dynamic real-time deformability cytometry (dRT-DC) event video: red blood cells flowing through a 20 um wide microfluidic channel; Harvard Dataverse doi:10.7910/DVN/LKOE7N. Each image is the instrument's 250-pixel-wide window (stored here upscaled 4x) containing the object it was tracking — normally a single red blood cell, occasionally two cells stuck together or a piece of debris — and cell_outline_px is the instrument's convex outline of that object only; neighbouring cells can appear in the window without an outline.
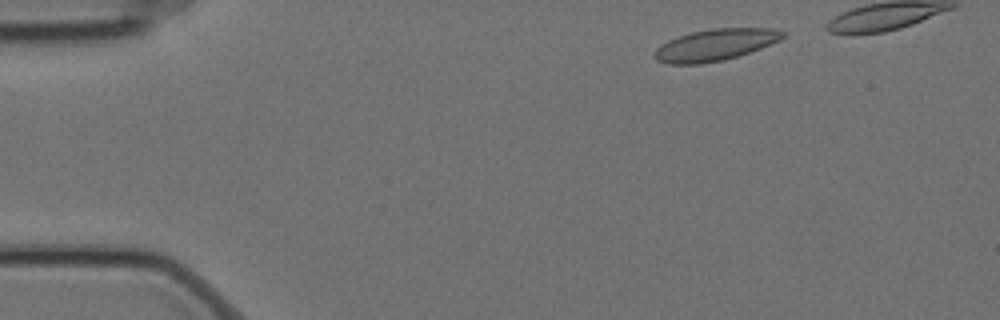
{"species": "Egyptian fruit bat (a non-hibernating species)", "species_latin": "Rousettus aegyptiacus", "temperature_condition": "cold", "stored_images_in_passage": 46, "camera_frame_rate_fps": 3000, "um_per_image_px": 0.085, "animal": {"sex": "female"}, "frame": {"image": 1, "passage_image": 4, "time_ms": 1.0, "image_size_px": [1000, 320], "cell_outline_px": [[788, 32], [780, 40], [760, 48], [724, 60], [700, 64], [668, 64], [656, 60], [652, 56], [656, 48], [668, 40], [692, 32], [712, 28], [772, 28]], "centroid_in_image_um": [60.78, 3.81], "position_along_channel_um": 24.2, "area_um2": 23.58}}
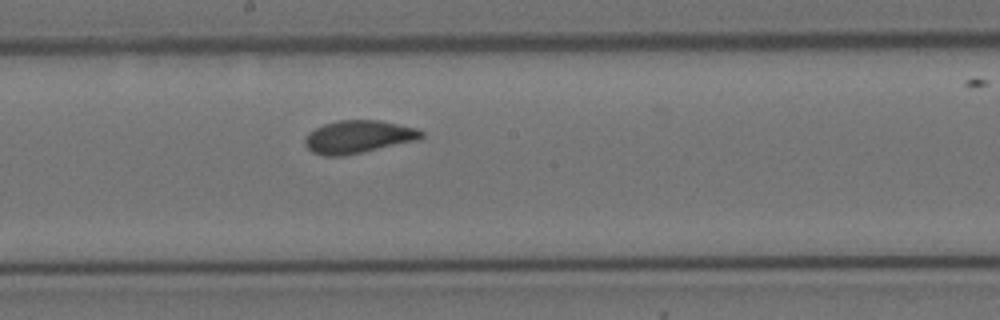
{"frame": {"image": 2, "passage_image": 27, "time_ms": 8.667, "image_size_px": [1000, 320], "cell_outline_px": [[424, 136], [420, 140], [344, 156], [324, 156], [312, 152], [304, 144], [304, 136], [308, 132], [324, 124], [336, 120], [380, 120], [416, 128], [424, 132]], "centroid_in_image_um": [30.45, 11.63], "position_along_channel_um": 217.7, "area_um2": 22.54}}
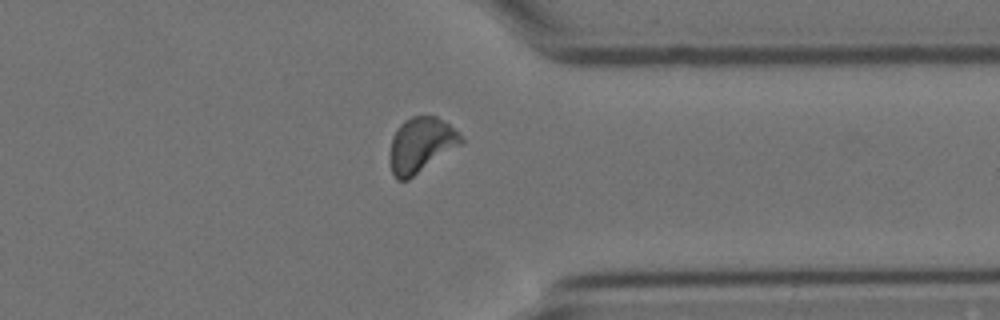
{"frame": {"image": 3, "passage_image": 41, "time_ms": 13.333, "image_size_px": [1000, 320], "cell_outline_px": [[464, 140], [460, 144], [408, 180], [396, 180], [392, 172], [388, 160], [392, 136], [400, 124], [404, 120], [412, 116], [436, 116], [448, 124]], "centroid_in_image_um": [35.71, 12.33], "position_along_channel_um": 375.7, "area_um2": 22.54}}